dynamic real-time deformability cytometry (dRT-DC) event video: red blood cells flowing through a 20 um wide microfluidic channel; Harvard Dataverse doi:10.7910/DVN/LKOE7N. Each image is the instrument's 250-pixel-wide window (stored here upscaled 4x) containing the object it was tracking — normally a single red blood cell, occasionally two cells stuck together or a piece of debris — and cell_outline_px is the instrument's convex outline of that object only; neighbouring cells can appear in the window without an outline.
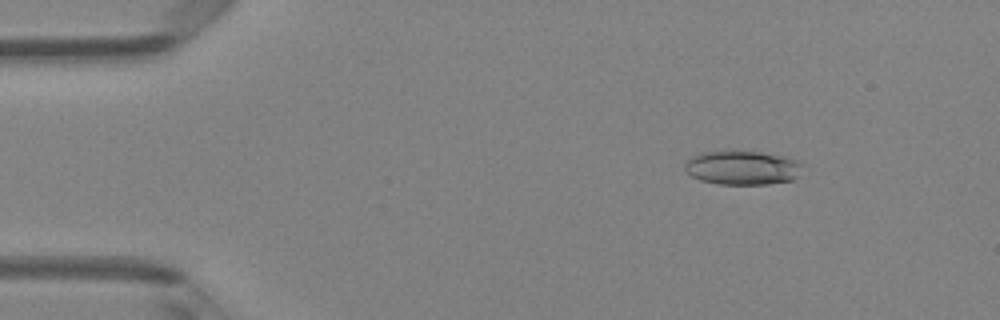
{"species": "Egyptian fruit bat (a non-hibernating species)", "species_latin": "Rousettus aegyptiacus", "temperature_condition": "room temperature", "stored_images_in_passage": 4, "camera_frame_rate_fps": 3000, "um_per_image_px": 0.085, "animal": {"sex": "female"}, "frame": {"image": 1, "passage_image": 2, "time_ms": 0.333, "image_size_px": [1000, 320], "cell_outline_px": [[804, 164], [800, 176], [792, 180], [768, 184], [716, 184], [700, 180], [692, 176], [684, 168], [684, 164], [692, 156], [700, 152], [760, 152], [784, 156], [800, 160]], "centroid_in_image_um": [63.17, 14.27], "position_along_channel_um": 21.8, "area_um2": 23.47}}